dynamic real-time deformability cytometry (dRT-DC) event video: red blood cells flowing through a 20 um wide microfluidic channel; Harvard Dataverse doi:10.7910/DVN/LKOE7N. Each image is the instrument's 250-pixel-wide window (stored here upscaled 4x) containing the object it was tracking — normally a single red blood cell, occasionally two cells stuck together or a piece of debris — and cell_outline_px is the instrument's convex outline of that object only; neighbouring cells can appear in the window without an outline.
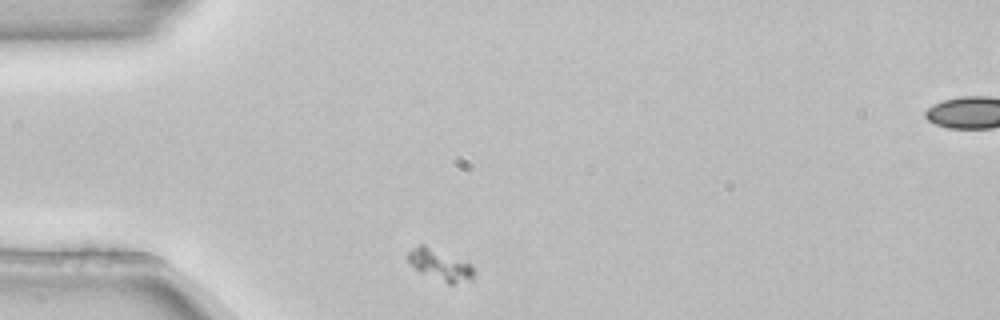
{"species": "common noctule bat (a hibernating species)", "species_latin": "Nyctalus noctula", "temperature_condition": "room temperature", "stored_images_in_passage": 2, "segment_of_instrument_passage": [1, 2], "camera_frame_rate_fps": 3000, "um_per_image_px": 0.085, "animal": {"sex": "female", "body_mass_g": 22.7, "forearm_length_mm": 54.2}, "frame": {"image": 1, "passage_image": 1, "time_ms": 0.0, "image_size_px": [1000, 320], "cell_outline_px": [[472, 280], [452, 284], [448, 284], [420, 272], [408, 260], [408, 252], [412, 248], [420, 244], [424, 244], [472, 264]], "centroid_in_image_um": [37.4, 22.51], "position_along_channel_um": 47.6, "area_um2": 11.68}}